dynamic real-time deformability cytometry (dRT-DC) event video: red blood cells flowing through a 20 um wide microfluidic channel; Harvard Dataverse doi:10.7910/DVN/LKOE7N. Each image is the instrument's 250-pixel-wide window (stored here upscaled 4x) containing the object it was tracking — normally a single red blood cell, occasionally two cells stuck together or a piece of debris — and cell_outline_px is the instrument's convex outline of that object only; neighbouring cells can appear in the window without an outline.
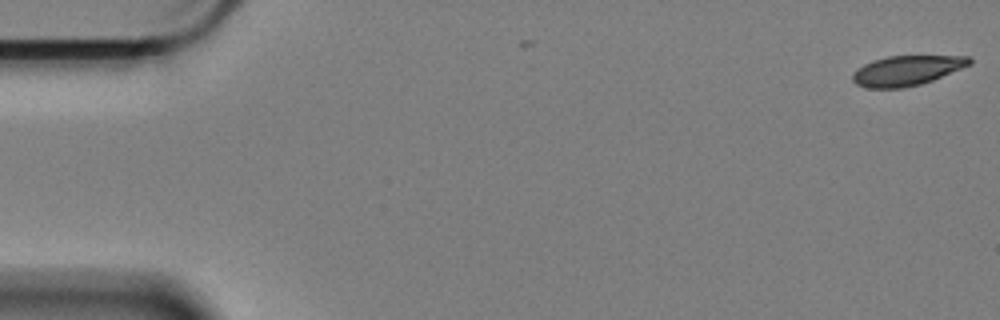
{"species": "Egyptian fruit bat (a non-hibernating species)", "species_latin": "Rousettus aegyptiacus", "temperature_condition": "cold", "stored_images_in_passage": 3, "camera_frame_rate_fps": 3000, "um_per_image_px": 0.085, "animal": {"sex": "female"}, "frame": {"image": 1, "passage_image": 3, "time_ms": 0.667, "image_size_px": [1000, 320], "cell_outline_px": [[972, 64], [932, 80], [920, 84], [904, 88], [868, 88], [856, 84], [852, 80], [852, 76], [856, 68], [872, 60], [888, 56], [968, 56], [972, 60]], "centroid_in_image_um": [77.05, 5.99], "position_along_channel_um": 7.9, "area_um2": 20.35}}